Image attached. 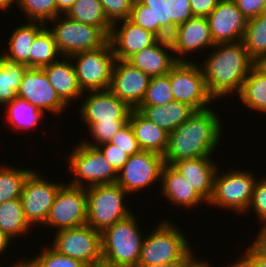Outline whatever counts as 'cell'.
Listing matches in <instances>:
<instances>
[{
    "mask_svg": "<svg viewBox=\"0 0 266 267\" xmlns=\"http://www.w3.org/2000/svg\"><path fill=\"white\" fill-rule=\"evenodd\" d=\"M104 155L109 164L119 172V170L128 161L129 156L110 142H106L96 146Z\"/></svg>",
    "mask_w": 266,
    "mask_h": 267,
    "instance_id": "f6af8a7d",
    "label": "cell"
},
{
    "mask_svg": "<svg viewBox=\"0 0 266 267\" xmlns=\"http://www.w3.org/2000/svg\"><path fill=\"white\" fill-rule=\"evenodd\" d=\"M42 250V251H41ZM27 261L33 267H87L82 262L71 257L58 253L51 246L40 248V252L35 257Z\"/></svg>",
    "mask_w": 266,
    "mask_h": 267,
    "instance_id": "f35d334b",
    "label": "cell"
},
{
    "mask_svg": "<svg viewBox=\"0 0 266 267\" xmlns=\"http://www.w3.org/2000/svg\"><path fill=\"white\" fill-rule=\"evenodd\" d=\"M162 155L141 150L129 156L128 161L119 170L116 183L129 195L151 188L156 182H161V173L164 166ZM158 180V181H157Z\"/></svg>",
    "mask_w": 266,
    "mask_h": 267,
    "instance_id": "5bb4252c",
    "label": "cell"
},
{
    "mask_svg": "<svg viewBox=\"0 0 266 267\" xmlns=\"http://www.w3.org/2000/svg\"><path fill=\"white\" fill-rule=\"evenodd\" d=\"M174 101L169 73L167 75L151 77L146 95L140 106H163Z\"/></svg>",
    "mask_w": 266,
    "mask_h": 267,
    "instance_id": "74e56055",
    "label": "cell"
},
{
    "mask_svg": "<svg viewBox=\"0 0 266 267\" xmlns=\"http://www.w3.org/2000/svg\"><path fill=\"white\" fill-rule=\"evenodd\" d=\"M87 192L81 188L64 183L58 190L49 215L44 224L48 230L76 228L86 225ZM49 227V228H48Z\"/></svg>",
    "mask_w": 266,
    "mask_h": 267,
    "instance_id": "8fae6325",
    "label": "cell"
},
{
    "mask_svg": "<svg viewBox=\"0 0 266 267\" xmlns=\"http://www.w3.org/2000/svg\"><path fill=\"white\" fill-rule=\"evenodd\" d=\"M249 56L256 64L266 58V16L258 15L247 21L242 39Z\"/></svg>",
    "mask_w": 266,
    "mask_h": 267,
    "instance_id": "d590c367",
    "label": "cell"
},
{
    "mask_svg": "<svg viewBox=\"0 0 266 267\" xmlns=\"http://www.w3.org/2000/svg\"><path fill=\"white\" fill-rule=\"evenodd\" d=\"M261 15H265L266 16V2L263 5V9L261 11Z\"/></svg>",
    "mask_w": 266,
    "mask_h": 267,
    "instance_id": "94428289",
    "label": "cell"
},
{
    "mask_svg": "<svg viewBox=\"0 0 266 267\" xmlns=\"http://www.w3.org/2000/svg\"><path fill=\"white\" fill-rule=\"evenodd\" d=\"M256 238L249 244L260 256L266 258V224L261 225Z\"/></svg>",
    "mask_w": 266,
    "mask_h": 267,
    "instance_id": "681fc988",
    "label": "cell"
},
{
    "mask_svg": "<svg viewBox=\"0 0 266 267\" xmlns=\"http://www.w3.org/2000/svg\"><path fill=\"white\" fill-rule=\"evenodd\" d=\"M172 166L188 180L190 185L208 203L213 194L214 177L219 167L212 160V157L180 160Z\"/></svg>",
    "mask_w": 266,
    "mask_h": 267,
    "instance_id": "603a6c76",
    "label": "cell"
},
{
    "mask_svg": "<svg viewBox=\"0 0 266 267\" xmlns=\"http://www.w3.org/2000/svg\"><path fill=\"white\" fill-rule=\"evenodd\" d=\"M266 73V58L260 60L258 63H257Z\"/></svg>",
    "mask_w": 266,
    "mask_h": 267,
    "instance_id": "680465c9",
    "label": "cell"
},
{
    "mask_svg": "<svg viewBox=\"0 0 266 267\" xmlns=\"http://www.w3.org/2000/svg\"><path fill=\"white\" fill-rule=\"evenodd\" d=\"M128 122L132 126L141 150L155 152L162 156L165 154L169 133L146 119L137 109L131 110Z\"/></svg>",
    "mask_w": 266,
    "mask_h": 267,
    "instance_id": "484cf974",
    "label": "cell"
},
{
    "mask_svg": "<svg viewBox=\"0 0 266 267\" xmlns=\"http://www.w3.org/2000/svg\"><path fill=\"white\" fill-rule=\"evenodd\" d=\"M86 192V224L100 233L132 214L124 203L128 193L117 183L87 187Z\"/></svg>",
    "mask_w": 266,
    "mask_h": 267,
    "instance_id": "5b68a950",
    "label": "cell"
},
{
    "mask_svg": "<svg viewBox=\"0 0 266 267\" xmlns=\"http://www.w3.org/2000/svg\"><path fill=\"white\" fill-rule=\"evenodd\" d=\"M200 63L210 96L217 101L239 95L243 83L256 62L249 56L243 41L216 44ZM234 93V94H233Z\"/></svg>",
    "mask_w": 266,
    "mask_h": 267,
    "instance_id": "6da1fadb",
    "label": "cell"
},
{
    "mask_svg": "<svg viewBox=\"0 0 266 267\" xmlns=\"http://www.w3.org/2000/svg\"><path fill=\"white\" fill-rule=\"evenodd\" d=\"M258 179L257 177L247 212L253 210L256 219L258 218V223L264 225L266 224V177Z\"/></svg>",
    "mask_w": 266,
    "mask_h": 267,
    "instance_id": "b9f144b4",
    "label": "cell"
},
{
    "mask_svg": "<svg viewBox=\"0 0 266 267\" xmlns=\"http://www.w3.org/2000/svg\"><path fill=\"white\" fill-rule=\"evenodd\" d=\"M238 9L249 20L261 14L266 0H233Z\"/></svg>",
    "mask_w": 266,
    "mask_h": 267,
    "instance_id": "bcb514c9",
    "label": "cell"
},
{
    "mask_svg": "<svg viewBox=\"0 0 266 267\" xmlns=\"http://www.w3.org/2000/svg\"><path fill=\"white\" fill-rule=\"evenodd\" d=\"M48 23L53 25L48 29L63 57L97 50L108 42L109 37L99 27L72 20L66 15H59Z\"/></svg>",
    "mask_w": 266,
    "mask_h": 267,
    "instance_id": "ba28073f",
    "label": "cell"
},
{
    "mask_svg": "<svg viewBox=\"0 0 266 267\" xmlns=\"http://www.w3.org/2000/svg\"><path fill=\"white\" fill-rule=\"evenodd\" d=\"M160 195L175 208L190 210L207 204L192 185L172 165L164 164L161 173ZM162 192V193H161Z\"/></svg>",
    "mask_w": 266,
    "mask_h": 267,
    "instance_id": "44dd1931",
    "label": "cell"
},
{
    "mask_svg": "<svg viewBox=\"0 0 266 267\" xmlns=\"http://www.w3.org/2000/svg\"><path fill=\"white\" fill-rule=\"evenodd\" d=\"M58 253L91 267L102 259L101 233L89 225L56 231L52 245Z\"/></svg>",
    "mask_w": 266,
    "mask_h": 267,
    "instance_id": "7c38bea8",
    "label": "cell"
},
{
    "mask_svg": "<svg viewBox=\"0 0 266 267\" xmlns=\"http://www.w3.org/2000/svg\"><path fill=\"white\" fill-rule=\"evenodd\" d=\"M110 143L117 146L120 150H123L128 156L135 155L141 151L129 122H127L124 127L112 137Z\"/></svg>",
    "mask_w": 266,
    "mask_h": 267,
    "instance_id": "7bdbcfd3",
    "label": "cell"
},
{
    "mask_svg": "<svg viewBox=\"0 0 266 267\" xmlns=\"http://www.w3.org/2000/svg\"><path fill=\"white\" fill-rule=\"evenodd\" d=\"M126 123H94V124H85L88 131L90 132V137H92L93 142L89 140H82L81 142L96 147L100 144L110 142L112 137L120 131ZM95 140V141H94Z\"/></svg>",
    "mask_w": 266,
    "mask_h": 267,
    "instance_id": "60d3db41",
    "label": "cell"
},
{
    "mask_svg": "<svg viewBox=\"0 0 266 267\" xmlns=\"http://www.w3.org/2000/svg\"><path fill=\"white\" fill-rule=\"evenodd\" d=\"M169 39L178 62H194L193 58H191L192 60L186 59L187 56L193 53L191 56L194 57V52L200 53L206 48L209 52L215 45L207 17L194 16L190 18L177 26Z\"/></svg>",
    "mask_w": 266,
    "mask_h": 267,
    "instance_id": "2e32d148",
    "label": "cell"
},
{
    "mask_svg": "<svg viewBox=\"0 0 266 267\" xmlns=\"http://www.w3.org/2000/svg\"><path fill=\"white\" fill-rule=\"evenodd\" d=\"M67 155L70 174V185L87 188L95 185L116 183L118 172L108 163L102 152L82 142Z\"/></svg>",
    "mask_w": 266,
    "mask_h": 267,
    "instance_id": "52a82bcc",
    "label": "cell"
},
{
    "mask_svg": "<svg viewBox=\"0 0 266 267\" xmlns=\"http://www.w3.org/2000/svg\"><path fill=\"white\" fill-rule=\"evenodd\" d=\"M46 26L37 21H25L17 25L8 39L7 50L1 54L5 59L26 65L29 68V53L36 35ZM8 51V52H7Z\"/></svg>",
    "mask_w": 266,
    "mask_h": 267,
    "instance_id": "83f0119b",
    "label": "cell"
},
{
    "mask_svg": "<svg viewBox=\"0 0 266 267\" xmlns=\"http://www.w3.org/2000/svg\"><path fill=\"white\" fill-rule=\"evenodd\" d=\"M12 241L13 239L0 229V256L4 255V252L8 251L9 245H13L11 244Z\"/></svg>",
    "mask_w": 266,
    "mask_h": 267,
    "instance_id": "816d5d0a",
    "label": "cell"
},
{
    "mask_svg": "<svg viewBox=\"0 0 266 267\" xmlns=\"http://www.w3.org/2000/svg\"><path fill=\"white\" fill-rule=\"evenodd\" d=\"M32 168H14L3 163L0 165V204L21 197L23 187Z\"/></svg>",
    "mask_w": 266,
    "mask_h": 267,
    "instance_id": "e575fe53",
    "label": "cell"
},
{
    "mask_svg": "<svg viewBox=\"0 0 266 267\" xmlns=\"http://www.w3.org/2000/svg\"><path fill=\"white\" fill-rule=\"evenodd\" d=\"M158 39L152 32L133 24L128 19H123L112 24L108 41L116 60L127 61L142 49L153 45Z\"/></svg>",
    "mask_w": 266,
    "mask_h": 267,
    "instance_id": "ffe728a7",
    "label": "cell"
},
{
    "mask_svg": "<svg viewBox=\"0 0 266 267\" xmlns=\"http://www.w3.org/2000/svg\"><path fill=\"white\" fill-rule=\"evenodd\" d=\"M167 19H168V39L175 31V28L194 17L190 0H166Z\"/></svg>",
    "mask_w": 266,
    "mask_h": 267,
    "instance_id": "ab89813d",
    "label": "cell"
},
{
    "mask_svg": "<svg viewBox=\"0 0 266 267\" xmlns=\"http://www.w3.org/2000/svg\"><path fill=\"white\" fill-rule=\"evenodd\" d=\"M14 4H16L17 6V0H0V10L4 11L5 14H7V10L11 9Z\"/></svg>",
    "mask_w": 266,
    "mask_h": 267,
    "instance_id": "db71d44e",
    "label": "cell"
},
{
    "mask_svg": "<svg viewBox=\"0 0 266 267\" xmlns=\"http://www.w3.org/2000/svg\"><path fill=\"white\" fill-rule=\"evenodd\" d=\"M80 102L81 104L78 105V117L79 119L81 118L80 121H83V125L94 123H127L132 110L109 89L86 91L83 93Z\"/></svg>",
    "mask_w": 266,
    "mask_h": 267,
    "instance_id": "9a60e30c",
    "label": "cell"
},
{
    "mask_svg": "<svg viewBox=\"0 0 266 267\" xmlns=\"http://www.w3.org/2000/svg\"><path fill=\"white\" fill-rule=\"evenodd\" d=\"M237 97L251 112L266 113V73L258 64L249 72Z\"/></svg>",
    "mask_w": 266,
    "mask_h": 267,
    "instance_id": "f1b7e54d",
    "label": "cell"
},
{
    "mask_svg": "<svg viewBox=\"0 0 266 267\" xmlns=\"http://www.w3.org/2000/svg\"><path fill=\"white\" fill-rule=\"evenodd\" d=\"M183 262H171V263H163L158 265H151L149 267H182Z\"/></svg>",
    "mask_w": 266,
    "mask_h": 267,
    "instance_id": "9f6ffc18",
    "label": "cell"
},
{
    "mask_svg": "<svg viewBox=\"0 0 266 267\" xmlns=\"http://www.w3.org/2000/svg\"><path fill=\"white\" fill-rule=\"evenodd\" d=\"M23 259V260H22ZM19 259L18 262L13 263L12 267H33L25 258Z\"/></svg>",
    "mask_w": 266,
    "mask_h": 267,
    "instance_id": "6f0895ef",
    "label": "cell"
},
{
    "mask_svg": "<svg viewBox=\"0 0 266 267\" xmlns=\"http://www.w3.org/2000/svg\"><path fill=\"white\" fill-rule=\"evenodd\" d=\"M72 20L99 27L108 37L112 22L107 18L100 0H75L65 14Z\"/></svg>",
    "mask_w": 266,
    "mask_h": 267,
    "instance_id": "4dcf8cb0",
    "label": "cell"
},
{
    "mask_svg": "<svg viewBox=\"0 0 266 267\" xmlns=\"http://www.w3.org/2000/svg\"><path fill=\"white\" fill-rule=\"evenodd\" d=\"M75 0H56L57 11L60 15H65Z\"/></svg>",
    "mask_w": 266,
    "mask_h": 267,
    "instance_id": "f5cc1de1",
    "label": "cell"
},
{
    "mask_svg": "<svg viewBox=\"0 0 266 267\" xmlns=\"http://www.w3.org/2000/svg\"><path fill=\"white\" fill-rule=\"evenodd\" d=\"M127 62L150 78L167 75L178 63L170 39H158L153 45L131 56Z\"/></svg>",
    "mask_w": 266,
    "mask_h": 267,
    "instance_id": "7402d4cb",
    "label": "cell"
},
{
    "mask_svg": "<svg viewBox=\"0 0 266 267\" xmlns=\"http://www.w3.org/2000/svg\"><path fill=\"white\" fill-rule=\"evenodd\" d=\"M215 173L213 194L208 206H215L222 210L232 211L236 215L247 213L253 189L257 180L252 171L227 168V172L220 170ZM238 213V214H237Z\"/></svg>",
    "mask_w": 266,
    "mask_h": 267,
    "instance_id": "8992f818",
    "label": "cell"
},
{
    "mask_svg": "<svg viewBox=\"0 0 266 267\" xmlns=\"http://www.w3.org/2000/svg\"><path fill=\"white\" fill-rule=\"evenodd\" d=\"M219 118L212 107L195 111L169 134L164 163L173 165L180 160L213 157L223 136L222 118Z\"/></svg>",
    "mask_w": 266,
    "mask_h": 267,
    "instance_id": "7a4b0ae2",
    "label": "cell"
},
{
    "mask_svg": "<svg viewBox=\"0 0 266 267\" xmlns=\"http://www.w3.org/2000/svg\"><path fill=\"white\" fill-rule=\"evenodd\" d=\"M48 27H50V25H46L36 35L31 45V53H29V68L42 69L43 67L58 61L62 57L57 48L54 36Z\"/></svg>",
    "mask_w": 266,
    "mask_h": 267,
    "instance_id": "d6a6232c",
    "label": "cell"
},
{
    "mask_svg": "<svg viewBox=\"0 0 266 267\" xmlns=\"http://www.w3.org/2000/svg\"><path fill=\"white\" fill-rule=\"evenodd\" d=\"M198 255H195L194 251L191 252L184 260L182 267H214V264H211L210 261H206V259L199 260L197 258Z\"/></svg>",
    "mask_w": 266,
    "mask_h": 267,
    "instance_id": "f907efd6",
    "label": "cell"
},
{
    "mask_svg": "<svg viewBox=\"0 0 266 267\" xmlns=\"http://www.w3.org/2000/svg\"><path fill=\"white\" fill-rule=\"evenodd\" d=\"M137 110L146 119L169 134L195 112L191 106L178 101H173L163 106H139Z\"/></svg>",
    "mask_w": 266,
    "mask_h": 267,
    "instance_id": "4316f807",
    "label": "cell"
},
{
    "mask_svg": "<svg viewBox=\"0 0 266 267\" xmlns=\"http://www.w3.org/2000/svg\"><path fill=\"white\" fill-rule=\"evenodd\" d=\"M150 77L127 61L116 60L109 90L131 109H137L143 101Z\"/></svg>",
    "mask_w": 266,
    "mask_h": 267,
    "instance_id": "ac0fdd59",
    "label": "cell"
},
{
    "mask_svg": "<svg viewBox=\"0 0 266 267\" xmlns=\"http://www.w3.org/2000/svg\"><path fill=\"white\" fill-rule=\"evenodd\" d=\"M207 19L215 45L243 39L248 19L233 0H220Z\"/></svg>",
    "mask_w": 266,
    "mask_h": 267,
    "instance_id": "d6986e66",
    "label": "cell"
},
{
    "mask_svg": "<svg viewBox=\"0 0 266 267\" xmlns=\"http://www.w3.org/2000/svg\"><path fill=\"white\" fill-rule=\"evenodd\" d=\"M17 97L40 109L44 114L58 115L68 106L59 98L43 69L28 68L20 83Z\"/></svg>",
    "mask_w": 266,
    "mask_h": 267,
    "instance_id": "e0dca14e",
    "label": "cell"
},
{
    "mask_svg": "<svg viewBox=\"0 0 266 267\" xmlns=\"http://www.w3.org/2000/svg\"><path fill=\"white\" fill-rule=\"evenodd\" d=\"M235 261L234 263H229L228 265H226L227 267H243L237 260H233Z\"/></svg>",
    "mask_w": 266,
    "mask_h": 267,
    "instance_id": "91938a15",
    "label": "cell"
},
{
    "mask_svg": "<svg viewBox=\"0 0 266 267\" xmlns=\"http://www.w3.org/2000/svg\"><path fill=\"white\" fill-rule=\"evenodd\" d=\"M32 227L26 221L21 199H13L0 204V229L13 240L31 233ZM28 233V234H27Z\"/></svg>",
    "mask_w": 266,
    "mask_h": 267,
    "instance_id": "1f68e13d",
    "label": "cell"
},
{
    "mask_svg": "<svg viewBox=\"0 0 266 267\" xmlns=\"http://www.w3.org/2000/svg\"><path fill=\"white\" fill-rule=\"evenodd\" d=\"M26 65L5 59L0 54V105L13 101L23 79Z\"/></svg>",
    "mask_w": 266,
    "mask_h": 267,
    "instance_id": "836d02e7",
    "label": "cell"
},
{
    "mask_svg": "<svg viewBox=\"0 0 266 267\" xmlns=\"http://www.w3.org/2000/svg\"><path fill=\"white\" fill-rule=\"evenodd\" d=\"M170 221L162 219L149 235L145 234L137 267L183 262L194 250L184 230Z\"/></svg>",
    "mask_w": 266,
    "mask_h": 267,
    "instance_id": "3957f363",
    "label": "cell"
},
{
    "mask_svg": "<svg viewBox=\"0 0 266 267\" xmlns=\"http://www.w3.org/2000/svg\"><path fill=\"white\" fill-rule=\"evenodd\" d=\"M240 254L237 261L243 267H266V258L260 256L250 245Z\"/></svg>",
    "mask_w": 266,
    "mask_h": 267,
    "instance_id": "7dc6e473",
    "label": "cell"
},
{
    "mask_svg": "<svg viewBox=\"0 0 266 267\" xmlns=\"http://www.w3.org/2000/svg\"><path fill=\"white\" fill-rule=\"evenodd\" d=\"M91 267H126V266L110 263L109 261L101 259L98 262H96L94 265H92Z\"/></svg>",
    "mask_w": 266,
    "mask_h": 267,
    "instance_id": "11a10c76",
    "label": "cell"
},
{
    "mask_svg": "<svg viewBox=\"0 0 266 267\" xmlns=\"http://www.w3.org/2000/svg\"><path fill=\"white\" fill-rule=\"evenodd\" d=\"M70 59L83 92L109 89L116 61L109 41L100 49L76 53Z\"/></svg>",
    "mask_w": 266,
    "mask_h": 267,
    "instance_id": "9c48e42d",
    "label": "cell"
},
{
    "mask_svg": "<svg viewBox=\"0 0 266 267\" xmlns=\"http://www.w3.org/2000/svg\"><path fill=\"white\" fill-rule=\"evenodd\" d=\"M59 98L70 107L71 101L83 96L76 71L70 57H61L58 61L42 68Z\"/></svg>",
    "mask_w": 266,
    "mask_h": 267,
    "instance_id": "d4e9b609",
    "label": "cell"
},
{
    "mask_svg": "<svg viewBox=\"0 0 266 267\" xmlns=\"http://www.w3.org/2000/svg\"><path fill=\"white\" fill-rule=\"evenodd\" d=\"M17 8L25 13L26 21H37L48 25V22L60 14L56 0H17Z\"/></svg>",
    "mask_w": 266,
    "mask_h": 267,
    "instance_id": "8d00e7d4",
    "label": "cell"
},
{
    "mask_svg": "<svg viewBox=\"0 0 266 267\" xmlns=\"http://www.w3.org/2000/svg\"><path fill=\"white\" fill-rule=\"evenodd\" d=\"M169 81L174 101L187 104L195 111L209 108L214 102L197 61L178 62L169 72Z\"/></svg>",
    "mask_w": 266,
    "mask_h": 267,
    "instance_id": "30bf717a",
    "label": "cell"
},
{
    "mask_svg": "<svg viewBox=\"0 0 266 267\" xmlns=\"http://www.w3.org/2000/svg\"><path fill=\"white\" fill-rule=\"evenodd\" d=\"M220 0H190L191 10L194 16L207 17L217 6Z\"/></svg>",
    "mask_w": 266,
    "mask_h": 267,
    "instance_id": "c3c4849f",
    "label": "cell"
},
{
    "mask_svg": "<svg viewBox=\"0 0 266 267\" xmlns=\"http://www.w3.org/2000/svg\"><path fill=\"white\" fill-rule=\"evenodd\" d=\"M128 20L159 39H168L166 0H134Z\"/></svg>",
    "mask_w": 266,
    "mask_h": 267,
    "instance_id": "cb8c5ba5",
    "label": "cell"
},
{
    "mask_svg": "<svg viewBox=\"0 0 266 267\" xmlns=\"http://www.w3.org/2000/svg\"><path fill=\"white\" fill-rule=\"evenodd\" d=\"M34 170L26 179L21 194V202L26 221L31 227L44 226L61 181H51ZM37 224V225H36Z\"/></svg>",
    "mask_w": 266,
    "mask_h": 267,
    "instance_id": "4fadbf2b",
    "label": "cell"
},
{
    "mask_svg": "<svg viewBox=\"0 0 266 267\" xmlns=\"http://www.w3.org/2000/svg\"><path fill=\"white\" fill-rule=\"evenodd\" d=\"M138 216L133 213L108 227L101 233L102 259L110 263L137 267L140 259L143 235Z\"/></svg>",
    "mask_w": 266,
    "mask_h": 267,
    "instance_id": "277c9868",
    "label": "cell"
},
{
    "mask_svg": "<svg viewBox=\"0 0 266 267\" xmlns=\"http://www.w3.org/2000/svg\"><path fill=\"white\" fill-rule=\"evenodd\" d=\"M4 106L6 109L4 120L9 123L8 125H11L15 131L20 130L26 132L35 127L37 129V125L41 123L40 120L46 116L40 109L17 96L13 101H10Z\"/></svg>",
    "mask_w": 266,
    "mask_h": 267,
    "instance_id": "f546056e",
    "label": "cell"
},
{
    "mask_svg": "<svg viewBox=\"0 0 266 267\" xmlns=\"http://www.w3.org/2000/svg\"><path fill=\"white\" fill-rule=\"evenodd\" d=\"M134 0H100L107 18L112 22L128 19Z\"/></svg>",
    "mask_w": 266,
    "mask_h": 267,
    "instance_id": "ee69618b",
    "label": "cell"
}]
</instances>
